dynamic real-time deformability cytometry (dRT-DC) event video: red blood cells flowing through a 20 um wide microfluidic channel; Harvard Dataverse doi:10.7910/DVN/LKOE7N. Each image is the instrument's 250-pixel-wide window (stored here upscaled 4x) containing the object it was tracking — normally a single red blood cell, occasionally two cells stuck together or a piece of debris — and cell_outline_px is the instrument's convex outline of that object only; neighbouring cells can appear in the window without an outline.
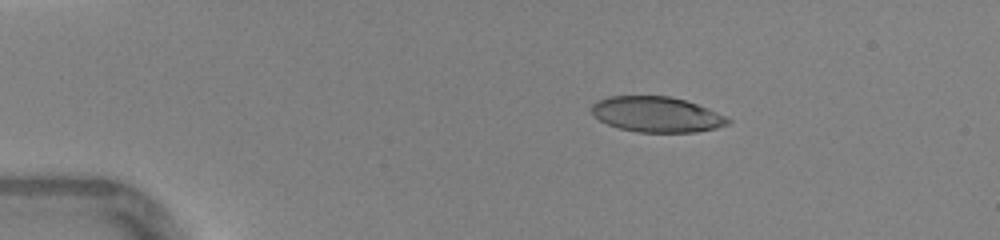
{"species": "human", "species_latin": "Homo sapiens", "temperature_condition": "warm", "stored_images_in_passage": 38, "camera_frame_rate_fps": 3000, "um_per_image_px": 0.085, "donor": {"sex": "female"}, "frame": {"image": 1, "passage_image": 1, "time_ms": 0.0, "image_size_px": [1000, 240], "cell_outline_px": [[732, 120], [728, 124], [716, 128], [696, 132], [636, 132], [620, 128], [608, 124], [600, 120], [592, 112], [592, 104], [608, 96], [668, 96], [684, 100], [708, 108]], "centroid_in_image_um": [55.83, 9.73], "position_along_channel_um": 29.2, "area_um2": 27.86}}
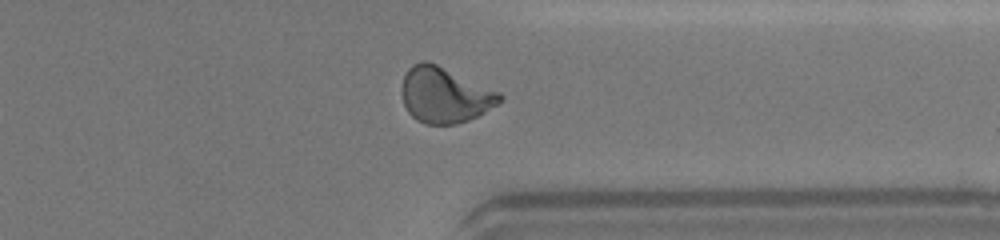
{"frame": {"image": 2, "passage_image": 29, "time_ms": 9.333, "image_size_px": [1000, 240], "cell_outline_px": [[504, 96], [496, 104], [484, 112], [468, 120], [456, 124], [424, 124], [416, 120], [408, 112], [404, 104], [400, 92], [400, 88], [404, 76], [408, 68], [412, 64], [424, 60], [428, 60], [500, 92]], "centroid_in_image_um": [37.75, 8.07], "position_along_channel_um": 373.7, "area_um2": 31.79}}
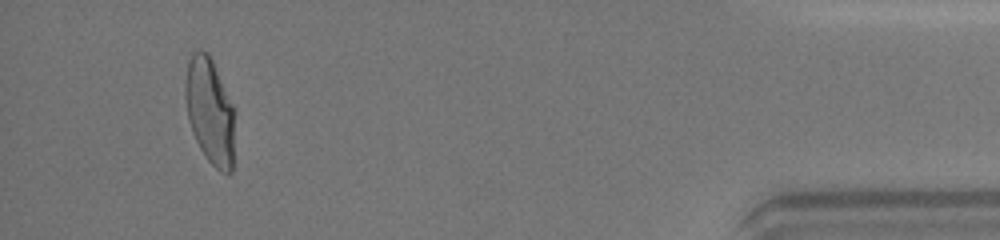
{"frame": {"image": 3, "passage_image": 36, "time_ms": 11.667, "image_size_px": [1000, 240], "cell_outline_px": [[232, 172], [220, 172], [208, 160], [200, 148], [192, 132], [188, 120], [184, 96], [184, 80], [188, 60], [192, 52], [196, 48], [200, 48], [208, 52], [212, 60], [232, 104]], "centroid_in_image_um": [17.76, 9.36], "position_along_channel_um": 417.4, "area_um2": 30.23}, "authors_computed_cell_mechanics": {"area_um2": 30.345, "velocity_mm_per_s": 4.4199, "shape_relaxation_time_tau1_ms": 4.3102, "shape_relaxation_time_tau2_ms": 0.7055, "deformation_change_tau1": 0.192, "deformation_change_tau2": 0.0717}}